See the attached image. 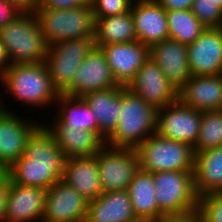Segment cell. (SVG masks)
Masks as SVG:
<instances>
[{"label":"cell","mask_w":222,"mask_h":222,"mask_svg":"<svg viewBox=\"0 0 222 222\" xmlns=\"http://www.w3.org/2000/svg\"><path fill=\"white\" fill-rule=\"evenodd\" d=\"M66 156L44 123L28 137L24 155L7 170L11 182L48 190L62 178Z\"/></svg>","instance_id":"cell-1"},{"label":"cell","mask_w":222,"mask_h":222,"mask_svg":"<svg viewBox=\"0 0 222 222\" xmlns=\"http://www.w3.org/2000/svg\"><path fill=\"white\" fill-rule=\"evenodd\" d=\"M157 109L121 86V110L114 132L105 140L112 148L135 149L156 133Z\"/></svg>","instance_id":"cell-2"},{"label":"cell","mask_w":222,"mask_h":222,"mask_svg":"<svg viewBox=\"0 0 222 222\" xmlns=\"http://www.w3.org/2000/svg\"><path fill=\"white\" fill-rule=\"evenodd\" d=\"M0 81L16 100L33 107L48 106L55 103L59 96L45 61L10 64Z\"/></svg>","instance_id":"cell-3"},{"label":"cell","mask_w":222,"mask_h":222,"mask_svg":"<svg viewBox=\"0 0 222 222\" xmlns=\"http://www.w3.org/2000/svg\"><path fill=\"white\" fill-rule=\"evenodd\" d=\"M0 41L9 63H40L46 60L48 45L35 13H19L0 29Z\"/></svg>","instance_id":"cell-4"},{"label":"cell","mask_w":222,"mask_h":222,"mask_svg":"<svg viewBox=\"0 0 222 222\" xmlns=\"http://www.w3.org/2000/svg\"><path fill=\"white\" fill-rule=\"evenodd\" d=\"M156 201L167 218H196L199 197L194 188V171L153 173Z\"/></svg>","instance_id":"cell-5"},{"label":"cell","mask_w":222,"mask_h":222,"mask_svg":"<svg viewBox=\"0 0 222 222\" xmlns=\"http://www.w3.org/2000/svg\"><path fill=\"white\" fill-rule=\"evenodd\" d=\"M35 15L48 46L61 41L95 36V18L90 4L70 9L39 6Z\"/></svg>","instance_id":"cell-6"},{"label":"cell","mask_w":222,"mask_h":222,"mask_svg":"<svg viewBox=\"0 0 222 222\" xmlns=\"http://www.w3.org/2000/svg\"><path fill=\"white\" fill-rule=\"evenodd\" d=\"M135 151L142 171H194L195 153L193 147L185 142L154 133L137 146Z\"/></svg>","instance_id":"cell-7"},{"label":"cell","mask_w":222,"mask_h":222,"mask_svg":"<svg viewBox=\"0 0 222 222\" xmlns=\"http://www.w3.org/2000/svg\"><path fill=\"white\" fill-rule=\"evenodd\" d=\"M94 48V37L61 41L48 47L45 63L59 94L72 84L79 65Z\"/></svg>","instance_id":"cell-8"},{"label":"cell","mask_w":222,"mask_h":222,"mask_svg":"<svg viewBox=\"0 0 222 222\" xmlns=\"http://www.w3.org/2000/svg\"><path fill=\"white\" fill-rule=\"evenodd\" d=\"M102 193L127 190L139 171L138 156L133 148H112L104 145L95 155Z\"/></svg>","instance_id":"cell-9"},{"label":"cell","mask_w":222,"mask_h":222,"mask_svg":"<svg viewBox=\"0 0 222 222\" xmlns=\"http://www.w3.org/2000/svg\"><path fill=\"white\" fill-rule=\"evenodd\" d=\"M202 112L185 106L179 99L158 109L156 133L161 137L175 141L185 142L195 146L200 125Z\"/></svg>","instance_id":"cell-10"},{"label":"cell","mask_w":222,"mask_h":222,"mask_svg":"<svg viewBox=\"0 0 222 222\" xmlns=\"http://www.w3.org/2000/svg\"><path fill=\"white\" fill-rule=\"evenodd\" d=\"M88 200L61 179L46 192L41 222H84Z\"/></svg>","instance_id":"cell-11"},{"label":"cell","mask_w":222,"mask_h":222,"mask_svg":"<svg viewBox=\"0 0 222 222\" xmlns=\"http://www.w3.org/2000/svg\"><path fill=\"white\" fill-rule=\"evenodd\" d=\"M95 46L102 50L114 80L123 87H128L150 56V47L138 40Z\"/></svg>","instance_id":"cell-12"},{"label":"cell","mask_w":222,"mask_h":222,"mask_svg":"<svg viewBox=\"0 0 222 222\" xmlns=\"http://www.w3.org/2000/svg\"><path fill=\"white\" fill-rule=\"evenodd\" d=\"M118 86L104 53L99 47L95 46L79 65L73 76L72 84L62 94L82 97L91 91L110 89Z\"/></svg>","instance_id":"cell-13"},{"label":"cell","mask_w":222,"mask_h":222,"mask_svg":"<svg viewBox=\"0 0 222 222\" xmlns=\"http://www.w3.org/2000/svg\"><path fill=\"white\" fill-rule=\"evenodd\" d=\"M127 88L157 110L178 100V91L168 82L163 71L150 57Z\"/></svg>","instance_id":"cell-14"},{"label":"cell","mask_w":222,"mask_h":222,"mask_svg":"<svg viewBox=\"0 0 222 222\" xmlns=\"http://www.w3.org/2000/svg\"><path fill=\"white\" fill-rule=\"evenodd\" d=\"M187 50L191 76L222 74V28H206Z\"/></svg>","instance_id":"cell-15"},{"label":"cell","mask_w":222,"mask_h":222,"mask_svg":"<svg viewBox=\"0 0 222 222\" xmlns=\"http://www.w3.org/2000/svg\"><path fill=\"white\" fill-rule=\"evenodd\" d=\"M47 190L21 186L8 178L4 222L41 221L45 210Z\"/></svg>","instance_id":"cell-16"},{"label":"cell","mask_w":222,"mask_h":222,"mask_svg":"<svg viewBox=\"0 0 222 222\" xmlns=\"http://www.w3.org/2000/svg\"><path fill=\"white\" fill-rule=\"evenodd\" d=\"M20 117L9 109L0 114V164L6 170L24 155L28 137L40 125Z\"/></svg>","instance_id":"cell-17"},{"label":"cell","mask_w":222,"mask_h":222,"mask_svg":"<svg viewBox=\"0 0 222 222\" xmlns=\"http://www.w3.org/2000/svg\"><path fill=\"white\" fill-rule=\"evenodd\" d=\"M135 1L130 10L138 41L150 47L169 39L166 10L156 0Z\"/></svg>","instance_id":"cell-18"},{"label":"cell","mask_w":222,"mask_h":222,"mask_svg":"<svg viewBox=\"0 0 222 222\" xmlns=\"http://www.w3.org/2000/svg\"><path fill=\"white\" fill-rule=\"evenodd\" d=\"M163 71L168 82L179 92L191 77L187 45L167 39L150 46L149 56Z\"/></svg>","instance_id":"cell-19"},{"label":"cell","mask_w":222,"mask_h":222,"mask_svg":"<svg viewBox=\"0 0 222 222\" xmlns=\"http://www.w3.org/2000/svg\"><path fill=\"white\" fill-rule=\"evenodd\" d=\"M178 99L201 112L222 110V74L191 76L178 92Z\"/></svg>","instance_id":"cell-20"},{"label":"cell","mask_w":222,"mask_h":222,"mask_svg":"<svg viewBox=\"0 0 222 222\" xmlns=\"http://www.w3.org/2000/svg\"><path fill=\"white\" fill-rule=\"evenodd\" d=\"M53 120L52 125L45 126L53 134L66 159L94 156L105 145L94 132L66 127L57 118Z\"/></svg>","instance_id":"cell-21"},{"label":"cell","mask_w":222,"mask_h":222,"mask_svg":"<svg viewBox=\"0 0 222 222\" xmlns=\"http://www.w3.org/2000/svg\"><path fill=\"white\" fill-rule=\"evenodd\" d=\"M136 218L128 191L115 190L88 202L84 222H130Z\"/></svg>","instance_id":"cell-22"},{"label":"cell","mask_w":222,"mask_h":222,"mask_svg":"<svg viewBox=\"0 0 222 222\" xmlns=\"http://www.w3.org/2000/svg\"><path fill=\"white\" fill-rule=\"evenodd\" d=\"M61 180L76 189L88 201L102 194L95 156L66 159Z\"/></svg>","instance_id":"cell-23"},{"label":"cell","mask_w":222,"mask_h":222,"mask_svg":"<svg viewBox=\"0 0 222 222\" xmlns=\"http://www.w3.org/2000/svg\"><path fill=\"white\" fill-rule=\"evenodd\" d=\"M96 115L100 138L105 140L114 132L121 110V86L91 91L82 96Z\"/></svg>","instance_id":"cell-24"},{"label":"cell","mask_w":222,"mask_h":222,"mask_svg":"<svg viewBox=\"0 0 222 222\" xmlns=\"http://www.w3.org/2000/svg\"><path fill=\"white\" fill-rule=\"evenodd\" d=\"M194 188L199 198L222 191V145L195 153Z\"/></svg>","instance_id":"cell-25"},{"label":"cell","mask_w":222,"mask_h":222,"mask_svg":"<svg viewBox=\"0 0 222 222\" xmlns=\"http://www.w3.org/2000/svg\"><path fill=\"white\" fill-rule=\"evenodd\" d=\"M127 191L137 218L150 222L167 218L158 208L153 173L139 169L128 185Z\"/></svg>","instance_id":"cell-26"},{"label":"cell","mask_w":222,"mask_h":222,"mask_svg":"<svg viewBox=\"0 0 222 222\" xmlns=\"http://www.w3.org/2000/svg\"><path fill=\"white\" fill-rule=\"evenodd\" d=\"M56 104L60 106L56 118L62 124L66 127L94 132L100 137L96 115L82 97L59 94Z\"/></svg>","instance_id":"cell-27"},{"label":"cell","mask_w":222,"mask_h":222,"mask_svg":"<svg viewBox=\"0 0 222 222\" xmlns=\"http://www.w3.org/2000/svg\"><path fill=\"white\" fill-rule=\"evenodd\" d=\"M95 45L137 41L131 10L105 18L95 19Z\"/></svg>","instance_id":"cell-28"},{"label":"cell","mask_w":222,"mask_h":222,"mask_svg":"<svg viewBox=\"0 0 222 222\" xmlns=\"http://www.w3.org/2000/svg\"><path fill=\"white\" fill-rule=\"evenodd\" d=\"M169 39L192 44L206 29L191 10H166Z\"/></svg>","instance_id":"cell-29"},{"label":"cell","mask_w":222,"mask_h":222,"mask_svg":"<svg viewBox=\"0 0 222 222\" xmlns=\"http://www.w3.org/2000/svg\"><path fill=\"white\" fill-rule=\"evenodd\" d=\"M222 145V110L202 112V120L194 153Z\"/></svg>","instance_id":"cell-30"},{"label":"cell","mask_w":222,"mask_h":222,"mask_svg":"<svg viewBox=\"0 0 222 222\" xmlns=\"http://www.w3.org/2000/svg\"><path fill=\"white\" fill-rule=\"evenodd\" d=\"M190 10L206 28H221L222 9L216 5V2L194 0Z\"/></svg>","instance_id":"cell-31"},{"label":"cell","mask_w":222,"mask_h":222,"mask_svg":"<svg viewBox=\"0 0 222 222\" xmlns=\"http://www.w3.org/2000/svg\"><path fill=\"white\" fill-rule=\"evenodd\" d=\"M196 219L199 222H222V191L199 198Z\"/></svg>","instance_id":"cell-32"},{"label":"cell","mask_w":222,"mask_h":222,"mask_svg":"<svg viewBox=\"0 0 222 222\" xmlns=\"http://www.w3.org/2000/svg\"><path fill=\"white\" fill-rule=\"evenodd\" d=\"M134 0H91L95 19L124 14L131 9Z\"/></svg>","instance_id":"cell-33"},{"label":"cell","mask_w":222,"mask_h":222,"mask_svg":"<svg viewBox=\"0 0 222 222\" xmlns=\"http://www.w3.org/2000/svg\"><path fill=\"white\" fill-rule=\"evenodd\" d=\"M91 0H41V8L70 9L90 4Z\"/></svg>","instance_id":"cell-34"},{"label":"cell","mask_w":222,"mask_h":222,"mask_svg":"<svg viewBox=\"0 0 222 222\" xmlns=\"http://www.w3.org/2000/svg\"><path fill=\"white\" fill-rule=\"evenodd\" d=\"M19 13L7 0H0V29L11 22Z\"/></svg>","instance_id":"cell-35"},{"label":"cell","mask_w":222,"mask_h":222,"mask_svg":"<svg viewBox=\"0 0 222 222\" xmlns=\"http://www.w3.org/2000/svg\"><path fill=\"white\" fill-rule=\"evenodd\" d=\"M20 13H35L41 0H7Z\"/></svg>","instance_id":"cell-36"},{"label":"cell","mask_w":222,"mask_h":222,"mask_svg":"<svg viewBox=\"0 0 222 222\" xmlns=\"http://www.w3.org/2000/svg\"><path fill=\"white\" fill-rule=\"evenodd\" d=\"M165 10H190L194 0H156Z\"/></svg>","instance_id":"cell-37"},{"label":"cell","mask_w":222,"mask_h":222,"mask_svg":"<svg viewBox=\"0 0 222 222\" xmlns=\"http://www.w3.org/2000/svg\"><path fill=\"white\" fill-rule=\"evenodd\" d=\"M7 190H8V177L6 176L0 182V222H4Z\"/></svg>","instance_id":"cell-38"},{"label":"cell","mask_w":222,"mask_h":222,"mask_svg":"<svg viewBox=\"0 0 222 222\" xmlns=\"http://www.w3.org/2000/svg\"><path fill=\"white\" fill-rule=\"evenodd\" d=\"M9 65L10 63L6 50L0 41V77L3 75Z\"/></svg>","instance_id":"cell-39"},{"label":"cell","mask_w":222,"mask_h":222,"mask_svg":"<svg viewBox=\"0 0 222 222\" xmlns=\"http://www.w3.org/2000/svg\"><path fill=\"white\" fill-rule=\"evenodd\" d=\"M190 219L187 218H166L160 221H151V222H189Z\"/></svg>","instance_id":"cell-40"},{"label":"cell","mask_w":222,"mask_h":222,"mask_svg":"<svg viewBox=\"0 0 222 222\" xmlns=\"http://www.w3.org/2000/svg\"><path fill=\"white\" fill-rule=\"evenodd\" d=\"M7 176L6 169L0 164V182Z\"/></svg>","instance_id":"cell-41"},{"label":"cell","mask_w":222,"mask_h":222,"mask_svg":"<svg viewBox=\"0 0 222 222\" xmlns=\"http://www.w3.org/2000/svg\"><path fill=\"white\" fill-rule=\"evenodd\" d=\"M1 96V95H0ZM2 99H1V97H0V114H2L5 110H7V107L5 108L2 104Z\"/></svg>","instance_id":"cell-42"},{"label":"cell","mask_w":222,"mask_h":222,"mask_svg":"<svg viewBox=\"0 0 222 222\" xmlns=\"http://www.w3.org/2000/svg\"><path fill=\"white\" fill-rule=\"evenodd\" d=\"M130 222H150V221H148V220H146V219L136 218L135 220L130 221Z\"/></svg>","instance_id":"cell-43"},{"label":"cell","mask_w":222,"mask_h":222,"mask_svg":"<svg viewBox=\"0 0 222 222\" xmlns=\"http://www.w3.org/2000/svg\"><path fill=\"white\" fill-rule=\"evenodd\" d=\"M213 2H216V5H218L222 9V0H212Z\"/></svg>","instance_id":"cell-44"},{"label":"cell","mask_w":222,"mask_h":222,"mask_svg":"<svg viewBox=\"0 0 222 222\" xmlns=\"http://www.w3.org/2000/svg\"><path fill=\"white\" fill-rule=\"evenodd\" d=\"M189 222H199L196 218L190 219Z\"/></svg>","instance_id":"cell-45"}]
</instances>
